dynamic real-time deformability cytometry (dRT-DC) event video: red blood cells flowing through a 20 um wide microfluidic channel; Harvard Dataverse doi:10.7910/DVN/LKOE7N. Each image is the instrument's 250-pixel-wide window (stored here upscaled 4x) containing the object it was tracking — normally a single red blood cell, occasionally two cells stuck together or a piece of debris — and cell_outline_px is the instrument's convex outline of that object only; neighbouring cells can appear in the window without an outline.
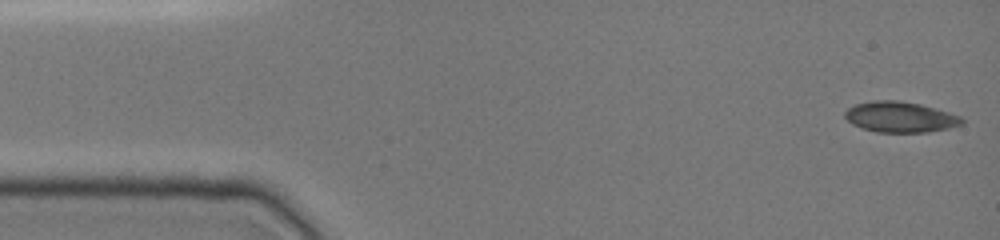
{"species": "common noctule bat (a hibernating species)", "species_latin": "Nyctalus noctula", "temperature_condition": "cold", "stored_images_in_passage": 47, "camera_frame_rate_fps": 3000, "um_per_image_px": 0.085, "animal": {"sex": "female", "body_mass_g": 19.0, "forearm_length_mm": 51.5}, "frame": {"image": 1, "passage_image": 1, "time_ms": 0.0, "image_size_px": [1000, 240], "cell_outline_px": [[964, 124], [948, 128], [928, 132], [876, 132], [852, 124], [844, 116], [844, 112], [848, 108], [856, 104], [872, 100], [900, 100], [920, 104], [936, 108], [960, 116], [964, 120]], "centroid_in_image_um": [76.53, 9.94], "position_along_channel_um": 8.5, "area_um2": 20.92}}
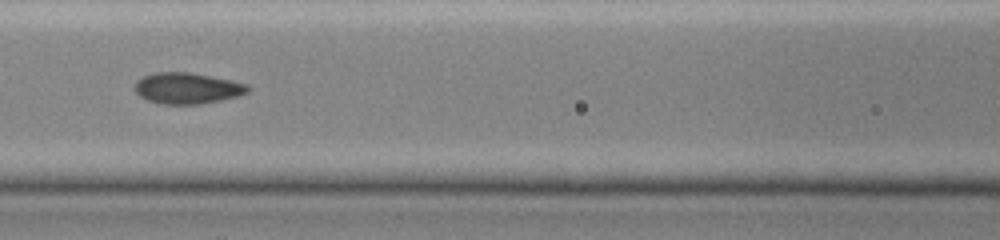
{"frame": {"image": 2, "passage_image": 20, "time_ms": 6.333, "image_size_px": [1000, 240], "cell_outline_px": [[252, 88], [248, 92], [240, 96], [200, 104], [160, 104], [148, 100], [140, 96], [132, 88], [136, 80], [144, 76], [156, 72], [188, 72], [248, 84]], "centroid_in_image_um": [15.9, 7.51], "position_along_channel_um": 150.7, "area_um2": 20.52}}
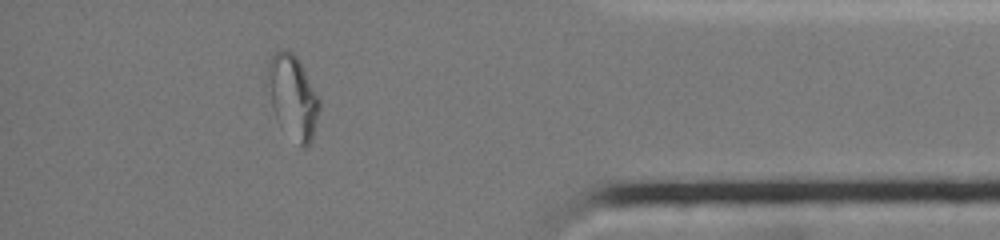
{"frame": {"image": 3, "passage_image": 41, "time_ms": 13.333, "image_size_px": [1000, 240], "cell_outline_px": [[320, 108], [312, 140], [304, 148], [300, 148], [276, 120], [264, 80], [268, 60], [276, 48], [284, 48], [292, 52], [300, 60], [320, 100]], "centroid_in_image_um": [24.84, 8.17], "position_along_channel_um": 410.4, "area_um2": 26.07}, "authors_computed_cell_mechanics": {"area_um2": 20.5768, "velocity_mm_per_s": 4.0211, "shape_relaxation_time_tau1_ms": null, "shape_relaxation_time_tau2_ms": 1.075, "deformation_change_tau1": null, "deformation_change_tau2": 0.0456}}